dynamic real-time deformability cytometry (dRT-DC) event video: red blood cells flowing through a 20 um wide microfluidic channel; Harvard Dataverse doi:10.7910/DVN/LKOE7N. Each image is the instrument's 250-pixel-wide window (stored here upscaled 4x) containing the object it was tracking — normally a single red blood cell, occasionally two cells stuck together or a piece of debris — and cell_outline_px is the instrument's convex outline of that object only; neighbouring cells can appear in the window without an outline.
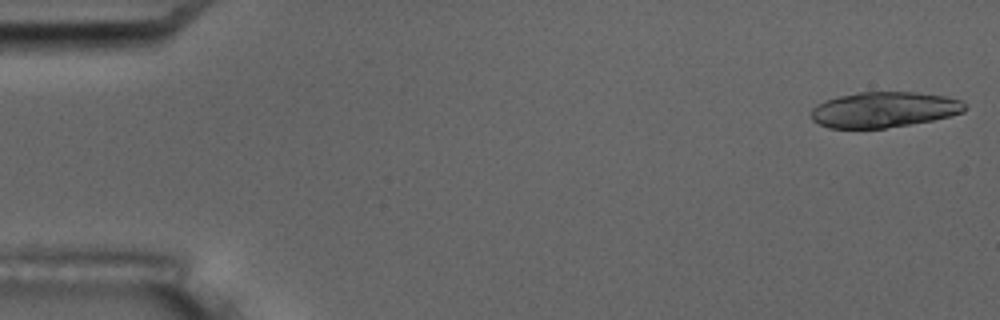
{"species": "common noctule bat (a hibernating species)", "species_latin": "Nyctalus noctula", "temperature_condition": "room temperature", "stored_images_in_passage": 11, "camera_frame_rate_fps": 3000, "um_per_image_px": 0.085, "animal": {"sex": "male", "body_mass_g": 17.5, "forearm_length_mm": 52.3}, "frame": {"image": 1, "passage_image": 1, "time_ms": 0.0, "image_size_px": [1000, 320], "cell_outline_px": [[968, 108], [964, 112], [932, 120], [884, 128], [828, 128], [812, 120], [812, 108], [816, 104], [824, 100], [840, 96], [860, 92], [912, 92], [944, 96], [960, 100]], "centroid_in_image_um": [75.12, 9.32], "position_along_channel_um": 9.9, "area_um2": 31.62}}